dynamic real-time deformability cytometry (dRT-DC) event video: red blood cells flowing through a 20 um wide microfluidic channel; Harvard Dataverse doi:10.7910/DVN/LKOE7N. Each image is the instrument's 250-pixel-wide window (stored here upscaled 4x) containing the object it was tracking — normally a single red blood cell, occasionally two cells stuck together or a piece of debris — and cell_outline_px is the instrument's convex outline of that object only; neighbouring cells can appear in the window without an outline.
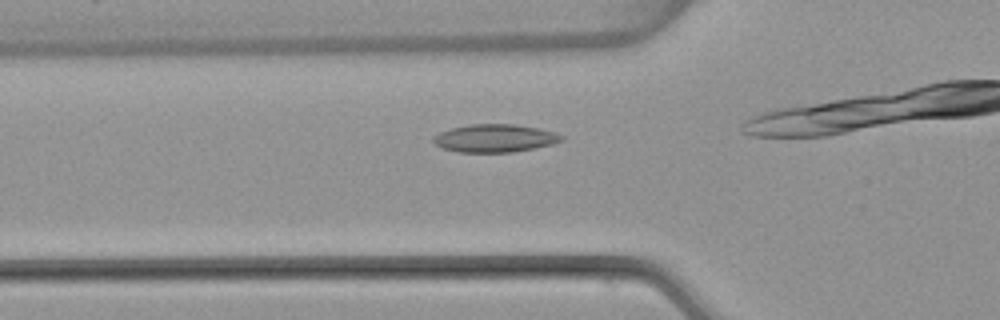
{"species": "common noctule bat (a hibernating species)", "species_latin": "Nyctalus noctula", "temperature_condition": "warm", "stored_images_in_passage": 31, "camera_frame_rate_fps": 3000, "um_per_image_px": 0.085, "animal": {"sex": "female", "body_mass_g": 22.7, "forearm_length_mm": 54.2}, "frame": {"image": 1, "passage_image": 13, "time_ms": 4.0, "image_size_px": [1000, 320], "cell_outline_px": [[564, 140], [552, 144], [512, 152], [460, 152], [444, 148], [432, 144], [432, 140], [440, 132], [452, 128], [472, 124], [516, 124], [540, 128], [556, 132], [564, 136]], "centroid_in_image_um": [42.09, 11.74], "position_along_channel_um": 83.7, "area_um2": 20.81}}
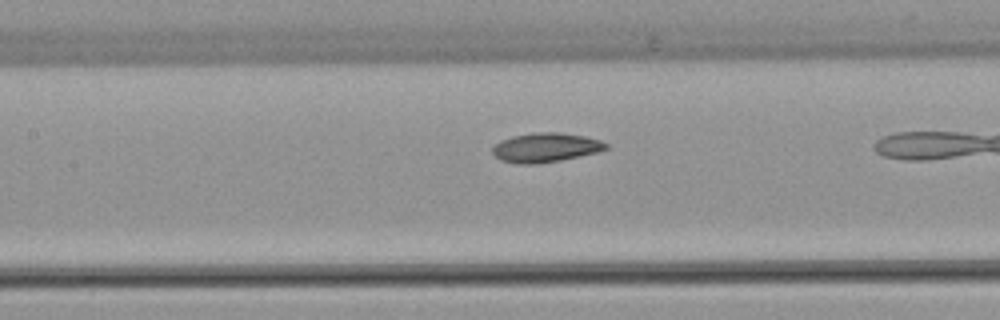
{"frame": {"image": 2, "passage_image": 19, "time_ms": 6.0, "image_size_px": [1000, 320], "cell_outline_px": [[608, 148], [596, 152], [580, 156], [560, 160], [536, 164], [516, 164], [500, 160], [492, 152], [492, 148], [500, 140], [512, 136], [532, 132], [560, 132], [584, 136], [600, 140], [608, 144]], "centroid_in_image_um": [46.35, 12.53], "position_along_channel_um": 161.1, "area_um2": 19.42}}
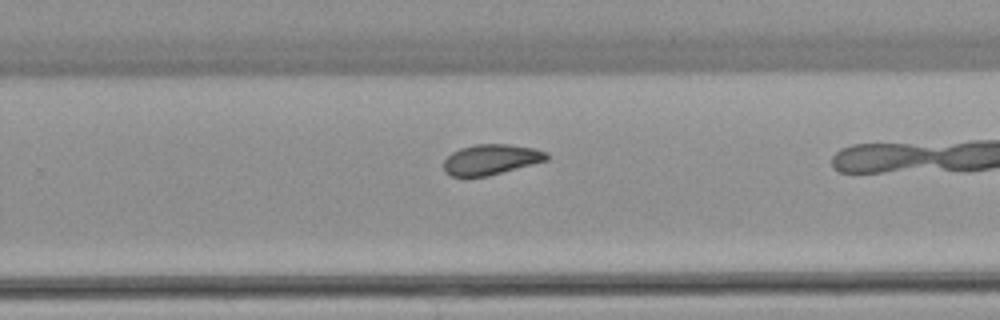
{"frame": {"image": 3, "passage_image": 29, "time_ms": 9.333, "image_size_px": [1000, 320], "cell_outline_px": [[548, 160], [488, 176], [452, 176], [444, 172], [444, 160], [452, 152], [460, 148], [476, 144], [508, 144], [536, 148], [548, 152]], "centroid_in_image_um": [41.75, 13.55], "position_along_channel_um": 288.0, "area_um2": 18.26}}